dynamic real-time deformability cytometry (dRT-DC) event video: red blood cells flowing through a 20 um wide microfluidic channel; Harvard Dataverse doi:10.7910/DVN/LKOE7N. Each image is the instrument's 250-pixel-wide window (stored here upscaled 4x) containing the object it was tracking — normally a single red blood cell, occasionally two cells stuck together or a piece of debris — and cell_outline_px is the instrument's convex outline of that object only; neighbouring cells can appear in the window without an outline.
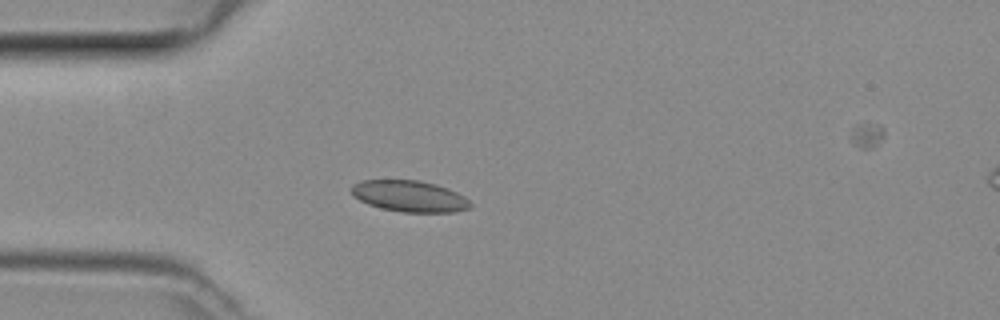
{"species": "common noctule bat (a hibernating species)", "species_latin": "Nyctalus noctula", "temperature_condition": "room temperature", "stored_images_in_passage": 47, "camera_frame_rate_fps": 3000, "um_per_image_px": 0.085, "animal": {"sex": "female", "body_mass_g": 29.2, "forearm_length_mm": 56.3}, "frame": {"image": 1, "passage_image": 12, "time_ms": 3.667, "image_size_px": [1000, 320], "cell_outline_px": [[472, 204], [468, 208], [456, 212], [400, 212], [380, 208], [368, 204], [352, 196], [352, 184], [360, 180], [420, 180], [436, 184], [448, 188], [464, 196]], "centroid_in_image_um": [34.79, 16.67], "position_along_channel_um": 50.2, "area_um2": 21.79}}
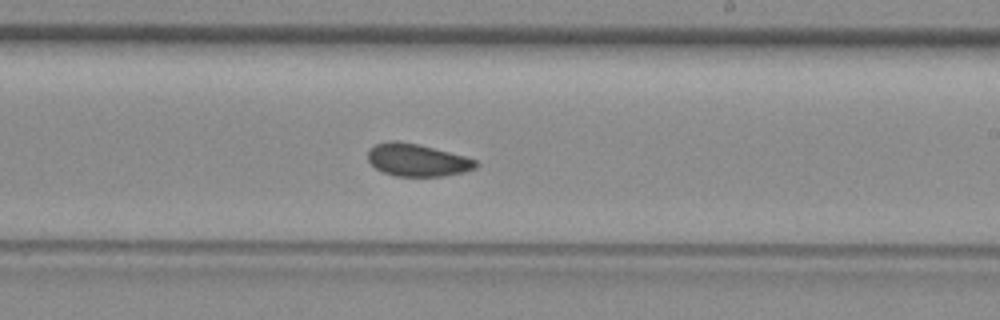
{"frame": {"image": 2, "passage_image": 27, "time_ms": 8.667, "image_size_px": [1000, 320], "cell_outline_px": [[480, 164], [476, 168], [464, 172], [444, 176], [396, 176], [384, 172], [376, 168], [368, 160], [368, 152], [376, 144], [388, 140], [396, 140], [416, 144], [464, 156], [476, 160]], "centroid_in_image_um": [35.48, 13.61], "position_along_channel_um": 253.5, "area_um2": 20.23}}
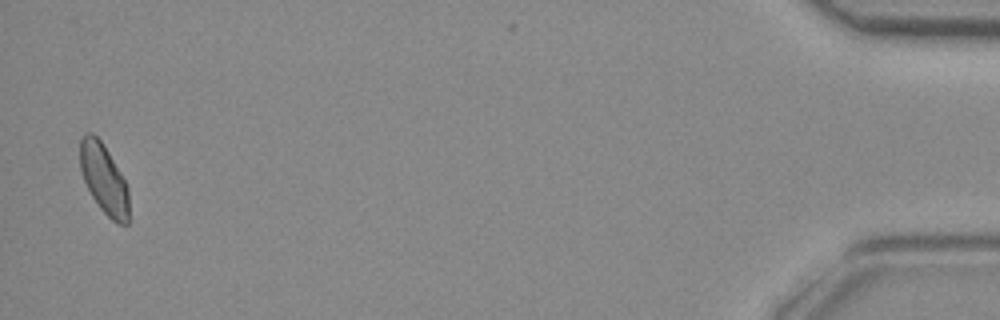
{"frame": {"image": 3, "passage_image": 46, "time_ms": 15.0, "image_size_px": [1000, 320], "cell_outline_px": [[128, 224], [120, 224], [112, 220], [100, 208], [92, 196], [84, 180], [80, 168], [80, 140], [88, 132], [92, 132], [104, 144], [124, 180], [128, 188]], "centroid_in_image_um": [8.82, 15.2], "position_along_channel_um": 426.4, "area_um2": 19.54}}